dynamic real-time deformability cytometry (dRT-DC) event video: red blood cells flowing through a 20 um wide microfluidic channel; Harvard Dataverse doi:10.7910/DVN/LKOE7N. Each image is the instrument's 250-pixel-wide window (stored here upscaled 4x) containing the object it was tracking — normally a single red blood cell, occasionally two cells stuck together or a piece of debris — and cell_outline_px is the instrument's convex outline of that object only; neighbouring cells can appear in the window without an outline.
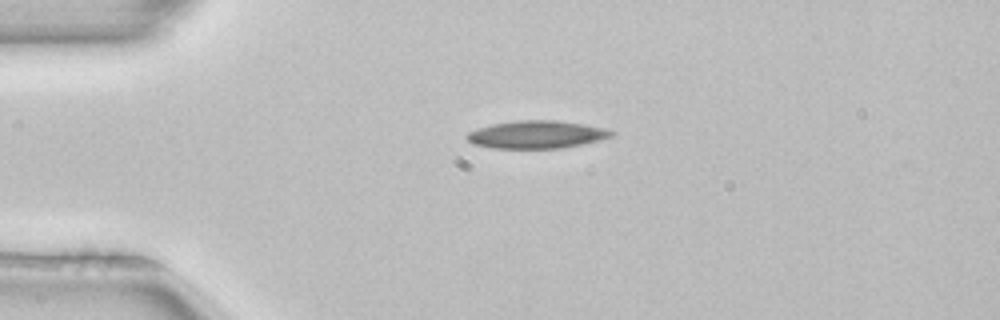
{"species": "common noctule bat (a hibernating species)", "species_latin": "Nyctalus noctula", "temperature_condition": "room temperature", "stored_images_in_passage": 3, "camera_frame_rate_fps": 3000, "um_per_image_px": 0.085, "animal": {"sex": "female", "body_mass_g": 22.7, "forearm_length_mm": 54.2}, "frame": {"image": 1, "passage_image": 1, "time_ms": 0.0, "image_size_px": [1000, 320], "cell_outline_px": [[616, 132], [612, 136], [600, 140], [560, 148], [492, 148], [472, 144], [464, 136], [468, 132], [492, 124], [520, 120], [556, 120], [584, 124], [604, 128]], "centroid_in_image_um": [45.6, 11.43], "position_along_channel_um": 39.4, "area_um2": 23.24}}